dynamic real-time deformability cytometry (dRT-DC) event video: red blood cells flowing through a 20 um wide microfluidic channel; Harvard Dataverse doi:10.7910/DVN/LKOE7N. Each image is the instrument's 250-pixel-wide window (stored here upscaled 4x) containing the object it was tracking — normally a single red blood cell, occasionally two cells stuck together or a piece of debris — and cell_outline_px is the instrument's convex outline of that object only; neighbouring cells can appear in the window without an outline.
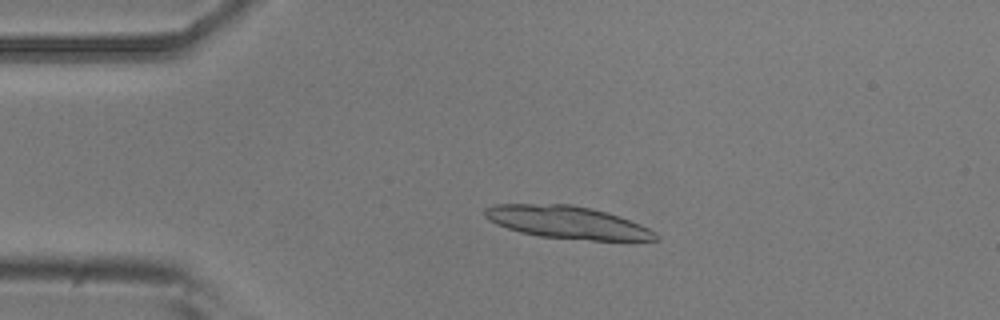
{"species": "common noctule bat (a hibernating species)", "species_latin": "Nyctalus noctula", "temperature_condition": "room temperature", "stored_images_in_passage": 5, "camera_frame_rate_fps": 3000, "um_per_image_px": 0.085, "animal": {"sex": "male", "body_mass_g": 20.5, "forearm_length_mm": 52.5}, "frame": {"image": 1, "passage_image": 4, "time_ms": 3.333, "image_size_px": [1000, 320], "cell_outline_px": [[660, 240], [592, 240], [540, 236], [520, 232], [496, 224], [488, 220], [484, 216], [484, 208], [492, 204], [572, 204], [592, 208], [620, 216], [640, 224], [656, 232], [660, 236]], "centroid_in_image_um": [48.22, 18.89], "position_along_channel_um": 36.8, "area_um2": 32.43}}